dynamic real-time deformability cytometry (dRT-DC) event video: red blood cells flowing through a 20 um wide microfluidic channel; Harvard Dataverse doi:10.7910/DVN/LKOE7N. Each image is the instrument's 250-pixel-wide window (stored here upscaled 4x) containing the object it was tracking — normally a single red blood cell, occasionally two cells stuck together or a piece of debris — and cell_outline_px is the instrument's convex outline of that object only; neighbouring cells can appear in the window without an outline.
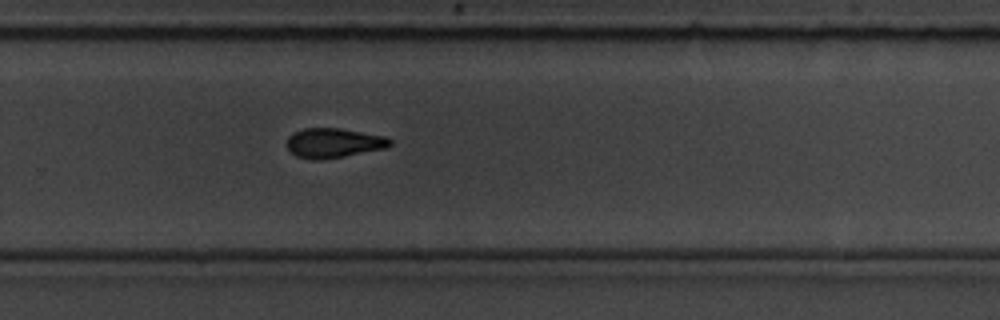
{"species": "common noctule bat (a hibernating species)", "species_latin": "Nyctalus noctula", "temperature_condition": "room temperature", "stored_images_in_passage": 11, "camera_frame_rate_fps": 3000, "um_per_image_px": 0.085, "animal": {"sex": "male", "body_mass_g": 19.5, "forearm_length_mm": 54.6}, "frame": {"image": 1, "passage_image": 11, "time_ms": 12.333, "image_size_px": [1000, 320], "cell_outline_px": [[392, 144], [388, 148], [344, 156], [320, 160], [312, 160], [296, 156], [288, 148], [288, 136], [304, 128], [340, 128], [384, 136], [392, 140]], "centroid_in_image_um": [28.39, 12.16], "position_along_channel_um": 301.4, "area_um2": 17.74}}